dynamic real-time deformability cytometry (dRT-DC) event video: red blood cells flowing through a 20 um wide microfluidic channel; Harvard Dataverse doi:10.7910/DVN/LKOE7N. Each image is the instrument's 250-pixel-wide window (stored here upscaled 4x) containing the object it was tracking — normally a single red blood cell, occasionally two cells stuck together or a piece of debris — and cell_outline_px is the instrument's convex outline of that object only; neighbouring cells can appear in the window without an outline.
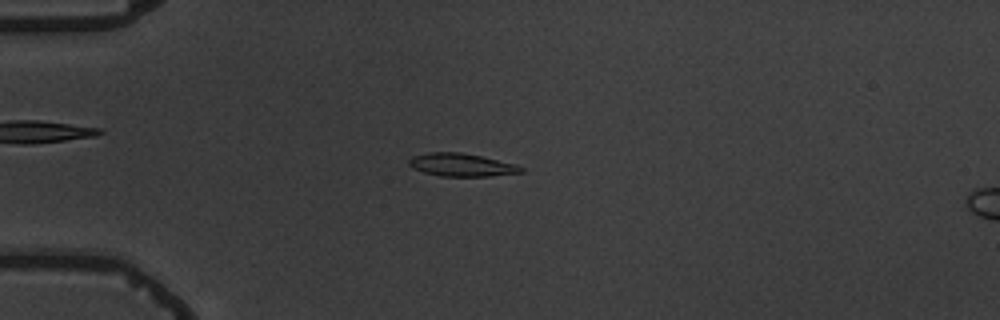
{"species": "common noctule bat (a hibernating species)", "species_latin": "Nyctalus noctula", "temperature_condition": "warm", "stored_images_in_passage": 5, "camera_frame_rate_fps": 3000, "um_per_image_px": 0.085, "animal": {"sex": "male", "body_mass_g": 19.5, "forearm_length_mm": 54.6}, "frame": {"image": 1, "passage_image": 3, "time_ms": 2.667, "image_size_px": [1000, 320], "cell_outline_px": [[524, 172], [488, 176], [440, 176], [424, 172], [412, 168], [408, 164], [408, 160], [412, 156], [428, 152], [460, 152], [480, 156], [516, 164], [524, 168]], "centroid_in_image_um": [39.2, 14.01], "position_along_channel_um": 45.8, "area_um2": 14.97}}
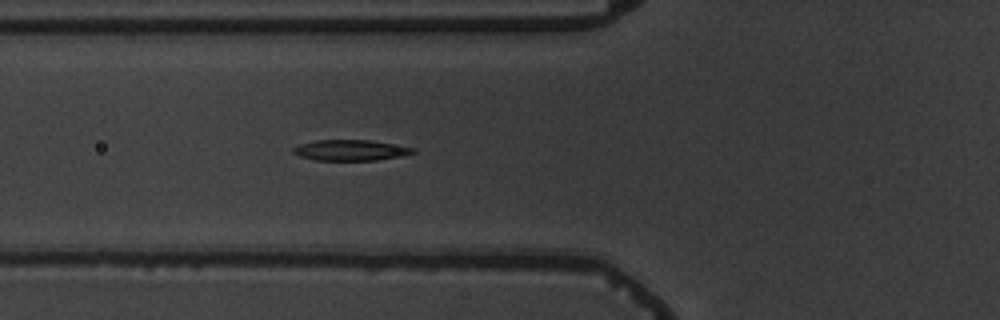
{"frame": {"image": 2, "passage_image": 5, "time_ms": 4.667, "image_size_px": [1000, 320], "cell_outline_px": [[416, 152], [400, 156], [376, 160], [316, 160], [300, 156], [292, 152], [292, 148], [300, 144], [316, 140], [368, 140], [416, 148]], "centroid_in_image_um": [29.78, 12.76], "position_along_channel_um": 96.0, "area_um2": 14.33}}